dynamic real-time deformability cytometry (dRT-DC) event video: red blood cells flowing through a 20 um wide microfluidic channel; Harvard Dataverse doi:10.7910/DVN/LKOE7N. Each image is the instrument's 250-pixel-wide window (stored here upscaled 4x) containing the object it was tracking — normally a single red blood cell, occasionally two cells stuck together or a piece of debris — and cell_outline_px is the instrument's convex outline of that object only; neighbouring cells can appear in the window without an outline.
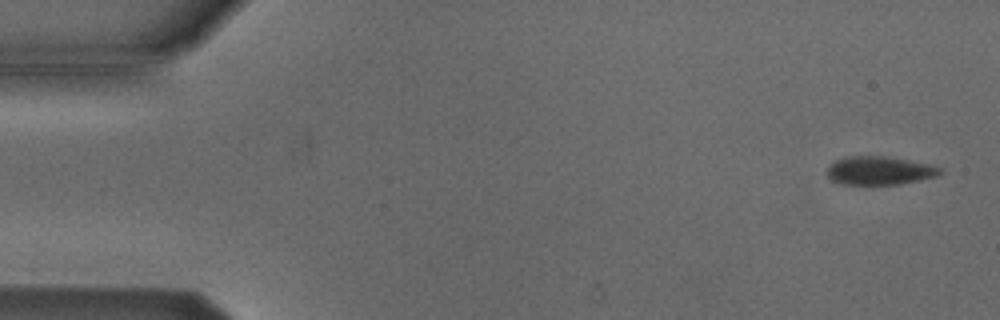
{"species": "Egyptian fruit bat (a non-hibernating species)", "species_latin": "Rousettus aegyptiacus", "temperature_condition": "cold", "stored_images_in_passage": 35, "camera_frame_rate_fps": 3000, "um_per_image_px": 0.085, "animal": {"sex": "male"}, "frame": {"image": 1, "passage_image": 1, "time_ms": 0.0, "image_size_px": [1000, 320], "cell_outline_px": [[944, 172], [936, 176], [920, 180], [900, 184], [840, 184], [832, 180], [824, 172], [836, 160], [848, 156], [884, 156], [908, 160], [928, 164], [940, 168]], "centroid_in_image_um": [74.74, 14.5], "position_along_channel_um": 10.3, "area_um2": 18.61}}
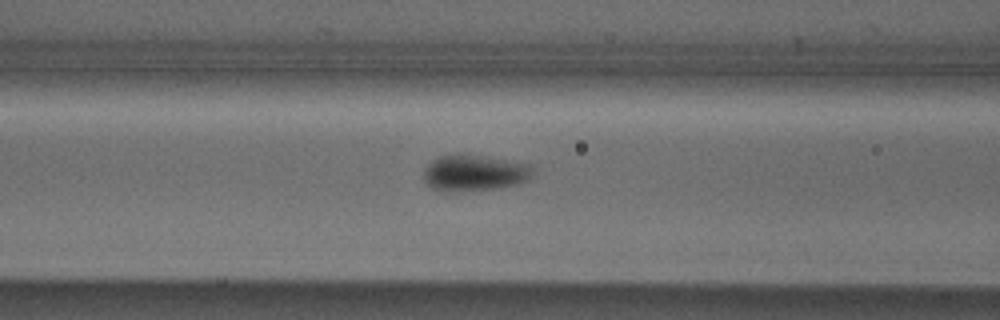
{"frame": {"image": 2, "passage_image": 20, "time_ms": 6.333, "image_size_px": [1000, 320], "cell_outline_px": [[532, 176], [528, 180], [516, 184], [500, 188], [448, 192], [440, 192], [432, 188], [424, 180], [424, 168], [432, 160], [440, 156], [452, 152], [468, 152], [532, 164]], "centroid_in_image_um": [40.31, 14.65], "position_along_channel_um": 126.3, "area_um2": 23.93}}
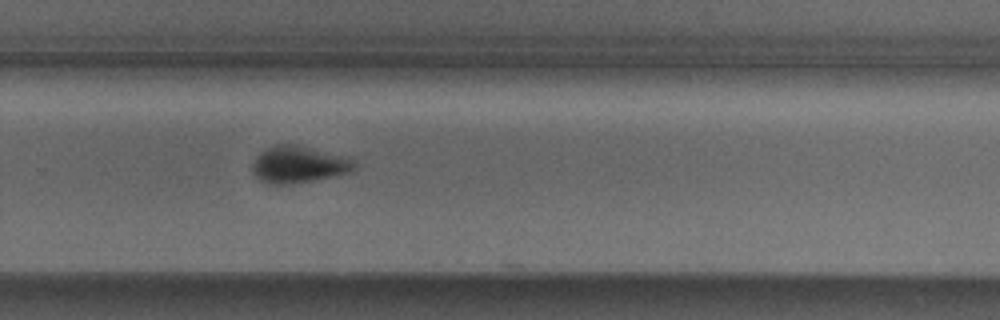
{"frame": {"image": 3, "passage_image": 34, "time_ms": 11.0, "image_size_px": [1000, 320], "cell_outline_px": [[356, 168], [352, 172], [292, 184], [264, 184], [252, 172], [252, 164], [256, 156], [260, 152], [276, 144], [296, 144], [352, 156], [356, 160]], "centroid_in_image_um": [25.44, 13.97], "position_along_channel_um": 304.4, "area_um2": 22.48}}